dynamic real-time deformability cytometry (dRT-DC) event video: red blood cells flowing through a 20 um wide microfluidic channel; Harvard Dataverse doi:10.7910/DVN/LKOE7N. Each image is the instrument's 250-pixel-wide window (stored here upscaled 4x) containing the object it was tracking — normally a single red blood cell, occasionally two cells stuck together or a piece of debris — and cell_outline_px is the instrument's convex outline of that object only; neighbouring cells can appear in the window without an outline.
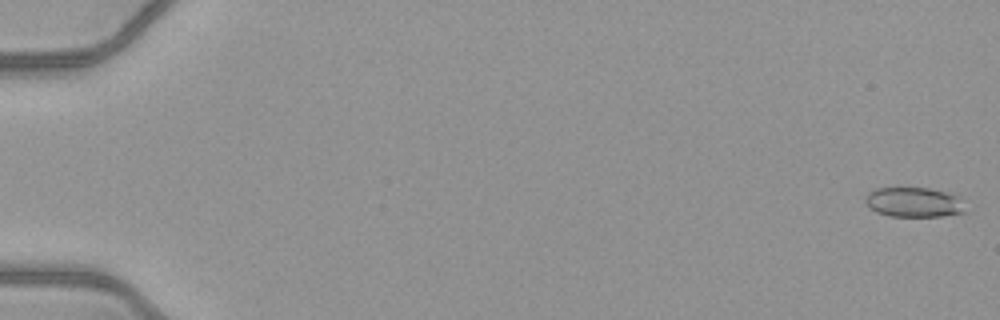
{"species": "common noctule bat (a hibernating species)", "species_latin": "Nyctalus noctula", "temperature_condition": "warm", "stored_images_in_passage": 52, "camera_frame_rate_fps": 3000, "um_per_image_px": 0.085, "animal": {"sex": "female", "body_mass_g": 21.9}, "frame": {"image": 1, "passage_image": 1, "time_ms": 0.0, "image_size_px": [1000, 320], "cell_outline_px": [[964, 212], [944, 216], [888, 216], [876, 212], [868, 208], [864, 200], [868, 192], [876, 188], [896, 184], [928, 188], [960, 196]], "centroid_in_image_um": [77.57, 17.14], "position_along_channel_um": 7.4, "area_um2": 18.09}}
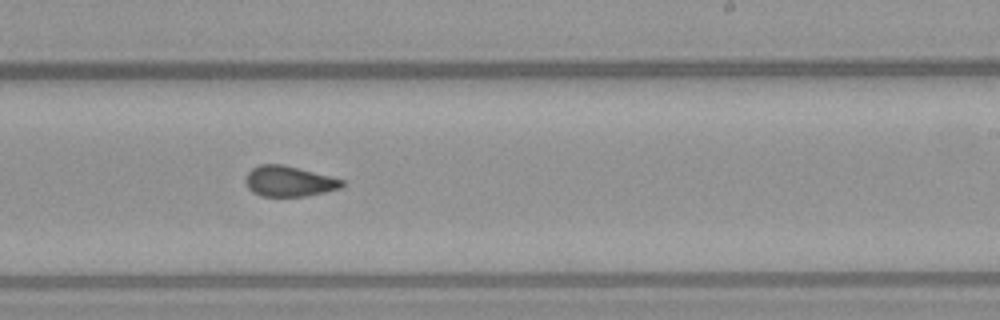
{"frame": {"image": 2, "passage_image": 33, "time_ms": 10.667, "image_size_px": [1000, 320], "cell_outline_px": [[344, 184], [340, 188], [308, 196], [260, 196], [252, 192], [248, 188], [244, 180], [244, 176], [252, 168], [260, 164], [280, 164], [344, 180]], "centroid_in_image_um": [24.5, 15.42], "position_along_channel_um": 264.5, "area_um2": 16.99}}
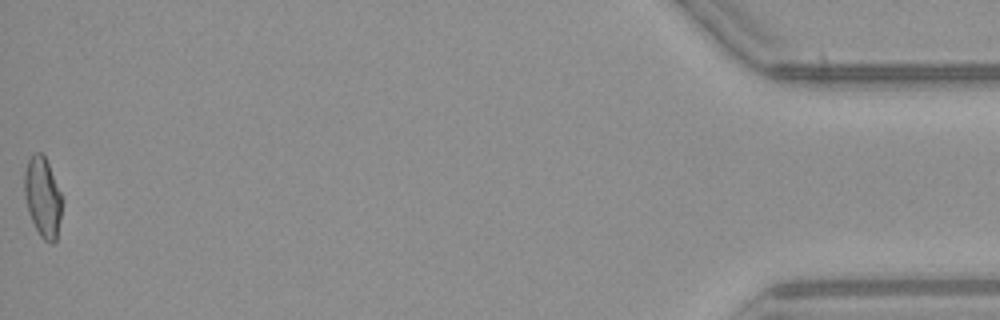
{"frame": {"image": 3, "passage_image": 52, "time_ms": 17.0, "image_size_px": [1000, 320], "cell_outline_px": [[60, 220], [56, 240], [52, 244], [44, 240], [40, 236], [28, 212], [24, 192], [24, 172], [28, 160], [36, 152], [40, 152], [44, 156], [48, 164], [60, 192]], "centroid_in_image_um": [3.6, 16.77], "position_along_channel_um": 431.6, "area_um2": 17.05}, "authors_computed_cell_mechanics": {"area_um2": 17.8602, "velocity_mm_per_s": 4.1157, "shape_relaxation_time_tau1_ms": null, "shape_relaxation_time_tau2_ms": 1.4368, "deformation_change_tau1": null, "deformation_change_tau2": 0.0632}}